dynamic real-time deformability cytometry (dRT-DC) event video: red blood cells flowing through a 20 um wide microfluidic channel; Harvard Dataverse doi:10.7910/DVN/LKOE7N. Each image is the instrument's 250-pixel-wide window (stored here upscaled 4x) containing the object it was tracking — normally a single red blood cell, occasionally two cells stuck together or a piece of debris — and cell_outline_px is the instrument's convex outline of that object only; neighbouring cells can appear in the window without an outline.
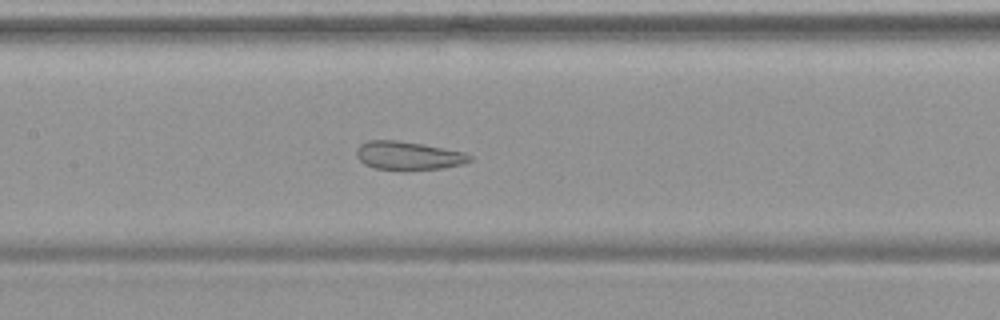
{"species": "common noctule bat (a hibernating species)", "species_latin": "Nyctalus noctula", "temperature_condition": "warm", "stored_images_in_passage": 40, "camera_frame_rate_fps": 3000, "um_per_image_px": 0.085, "animal": {"sex": "female", "body_mass_g": 19.9}, "frame": {"image": 1, "passage_image": 17, "time_ms": 5.333, "image_size_px": [1000, 320], "cell_outline_px": [[472, 160], [464, 164], [444, 168], [376, 168], [364, 164], [356, 156], [356, 148], [360, 144], [368, 140], [396, 140], [424, 144], [464, 152], [472, 156]], "centroid_in_image_um": [34.71, 13.19], "position_along_channel_um": 172.7, "area_um2": 18.38}}
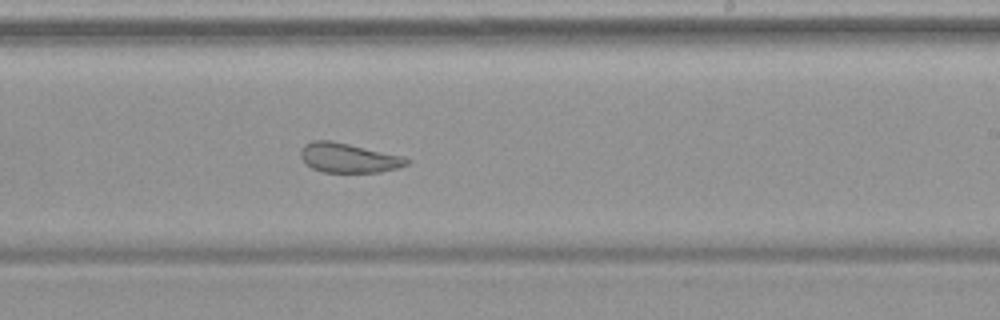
{"frame": {"image": 2, "passage_image": 24, "time_ms": 7.667, "image_size_px": [1000, 320], "cell_outline_px": [[412, 160], [408, 164], [396, 168], [380, 172], [324, 172], [312, 168], [300, 156], [300, 148], [304, 144], [312, 140], [332, 140], [404, 156]], "centroid_in_image_um": [29.63, 13.4], "position_along_channel_um": 259.4, "area_um2": 18.32}}
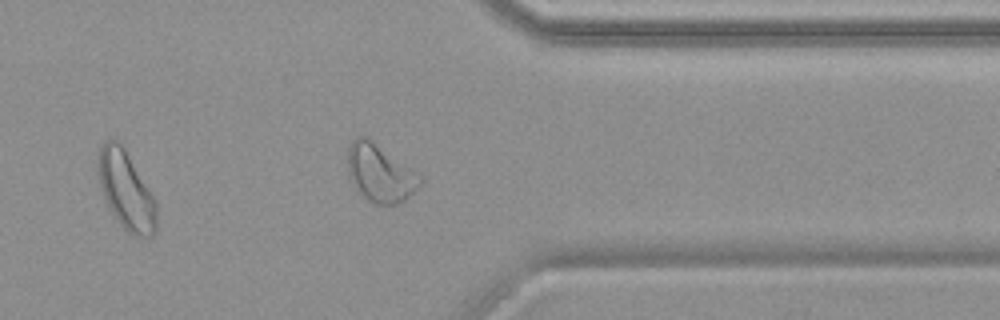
{"frame": {"image": 3, "passage_image": 34, "time_ms": 11.0, "image_size_px": [1000, 320], "cell_outline_px": [[156, 228], [152, 236], [140, 240], [132, 236], [120, 224], [108, 208], [100, 188], [96, 168], [96, 160], [100, 144], [104, 140], [120, 140], [152, 192], [156, 200]], "centroid_in_image_um": [10.69, 16.17], "position_along_channel_um": 400.7, "area_um2": 27.63}, "authors_computed_cell_mechanics": {"area_um2": 20.519, "velocity_mm_per_s": 3.7345, "shape_relaxation_time_tau1_ms": null, "shape_relaxation_time_tau2_ms": 1.5165, "deformation_change_tau1": null, "deformation_change_tau2": 0.0826}}